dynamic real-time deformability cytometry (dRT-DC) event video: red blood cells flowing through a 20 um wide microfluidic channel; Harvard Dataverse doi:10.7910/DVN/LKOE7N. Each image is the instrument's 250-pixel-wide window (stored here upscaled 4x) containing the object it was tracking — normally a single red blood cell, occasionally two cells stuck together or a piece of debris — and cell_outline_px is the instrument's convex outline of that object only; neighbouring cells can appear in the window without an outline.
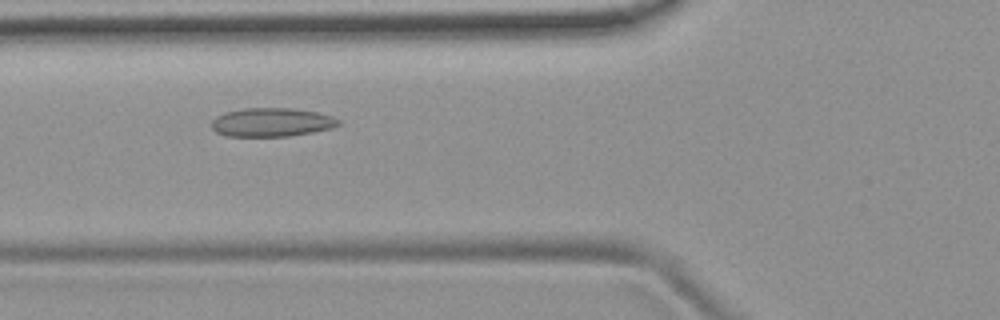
{"species": "common noctule bat (a hibernating species)", "species_latin": "Nyctalus noctula", "temperature_condition": "room temperature", "stored_images_in_passage": 6, "camera_frame_rate_fps": 3000, "um_per_image_px": 0.085, "animal": {"sex": "female", "body_mass_g": 19.9}, "frame": {"image": 1, "passage_image": 5, "time_ms": 4.667, "image_size_px": [1000, 320], "cell_outline_px": [[340, 124], [332, 128], [312, 132], [288, 136], [228, 136], [216, 132], [212, 128], [212, 120], [216, 116], [224, 112], [244, 108], [292, 108], [316, 112], [332, 116], [340, 120]], "centroid_in_image_um": [23.08, 10.39], "position_along_channel_um": 102.7, "area_um2": 21.21}}
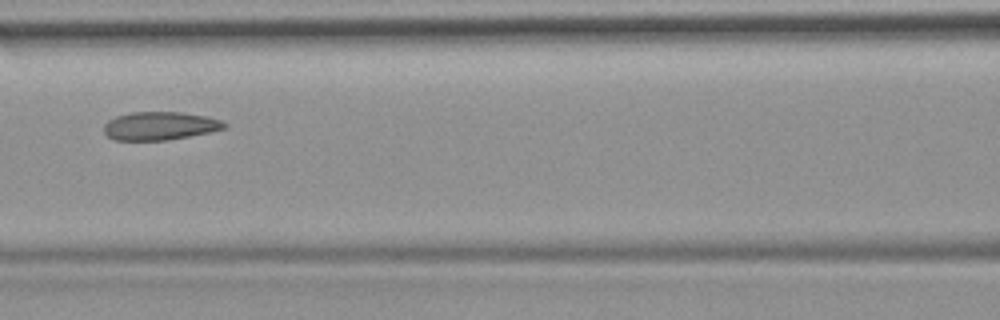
{"frame": {"image": 2, "passage_image": 6, "time_ms": 6.0, "image_size_px": [1000, 320], "cell_outline_px": [[228, 124], [224, 128], [208, 132], [168, 140], [116, 140], [108, 136], [104, 132], [104, 124], [108, 120], [116, 116], [132, 112], [184, 112], [208, 116], [220, 120]], "centroid_in_image_um": [13.58, 10.69], "position_along_channel_um": 153.0, "area_um2": 19.77}}